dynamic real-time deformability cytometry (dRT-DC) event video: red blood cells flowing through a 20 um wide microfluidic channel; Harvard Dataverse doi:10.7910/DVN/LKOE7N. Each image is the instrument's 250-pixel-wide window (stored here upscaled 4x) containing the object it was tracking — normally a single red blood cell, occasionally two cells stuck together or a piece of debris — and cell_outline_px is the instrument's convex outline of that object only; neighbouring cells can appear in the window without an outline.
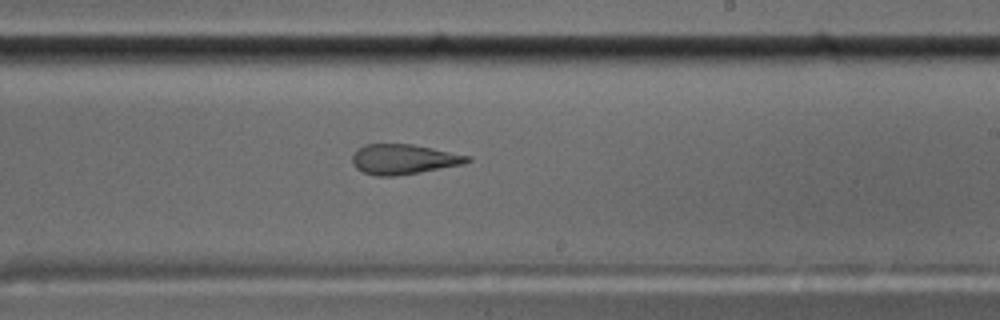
{"species": "common noctule bat (a hibernating species)", "species_latin": "Nyctalus noctula", "temperature_condition": "cold", "stored_images_in_passage": 56, "camera_frame_rate_fps": 3000, "um_per_image_px": 0.085, "animal": {"sex": "male", "body_mass_g": 17.5, "forearm_length_mm": 52.3}, "frame": {"image": 1, "passage_image": 34, "time_ms": 11.0, "image_size_px": [1000, 320], "cell_outline_px": [[472, 160], [464, 164], [420, 172], [396, 176], [376, 176], [364, 172], [356, 168], [352, 164], [352, 156], [364, 144], [412, 144], [472, 156]], "centroid_in_image_um": [34.33, 13.54], "position_along_channel_um": 254.7, "area_um2": 20.11}}
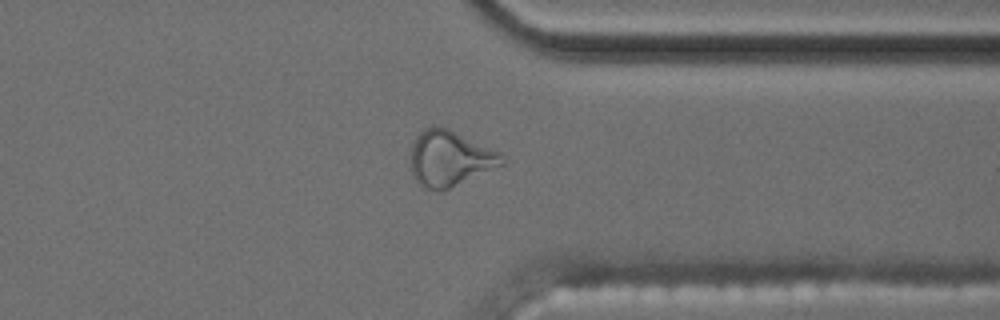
{"frame": {"image": 2, "passage_image": 44, "time_ms": 14.333, "image_size_px": [1000, 320], "cell_outline_px": [[504, 164], [440, 192], [424, 188], [416, 180], [408, 164], [412, 144], [416, 136], [424, 128], [432, 124], [448, 128], [500, 152], [504, 160]], "centroid_in_image_um": [38.17, 13.45], "position_along_channel_um": 373.2, "area_um2": 29.77}}
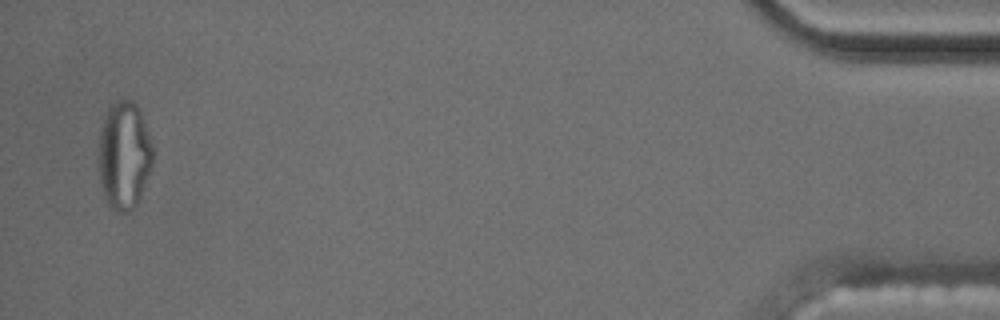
{"frame": {"image": 3, "passage_image": 55, "time_ms": 18.0, "image_size_px": [1000, 320], "cell_outline_px": [[156, 152], [140, 200], [136, 208], [128, 212], [116, 212], [108, 204], [100, 188], [96, 164], [96, 160], [100, 132], [108, 108], [116, 100], [132, 100], [140, 108], [156, 148]], "centroid_in_image_um": [10.56, 13.23], "position_along_channel_um": 424.6, "area_um2": 35.66}, "authors_computed_cell_mechanics": {"area_um2": 20.9525, "velocity_mm_per_s": 3.5997, "shape_relaxation_time_tau1_ms": null, "shape_relaxation_time_tau2_ms": 2.1052, "deformation_change_tau1": null, "deformation_change_tau2": 0.1094}}